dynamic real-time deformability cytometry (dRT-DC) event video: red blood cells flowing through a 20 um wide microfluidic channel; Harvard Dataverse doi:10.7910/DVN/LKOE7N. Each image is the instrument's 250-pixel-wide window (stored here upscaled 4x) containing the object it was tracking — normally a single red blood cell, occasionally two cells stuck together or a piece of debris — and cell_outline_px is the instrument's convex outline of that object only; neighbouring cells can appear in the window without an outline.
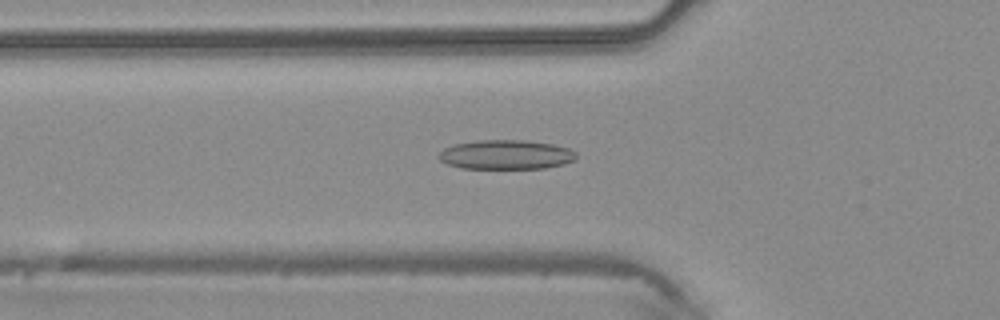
{"species": "common noctule bat (a hibernating species)", "species_latin": "Nyctalus noctula", "temperature_condition": "warm", "stored_images_in_passage": 36, "camera_frame_rate_fps": 3000, "um_per_image_px": 0.085, "animal": {"sex": "male", "body_mass_g": 20.4}, "frame": {"image": 1, "passage_image": 7, "time_ms": 2.0, "image_size_px": [1000, 320], "cell_outline_px": [[576, 160], [564, 164], [544, 168], [460, 168], [448, 164], [440, 160], [436, 156], [444, 148], [456, 144], [476, 140], [524, 140], [552, 144], [568, 148], [576, 152]], "centroid_in_image_um": [43.01, 13.14], "position_along_channel_um": 82.8, "area_um2": 23.52}}
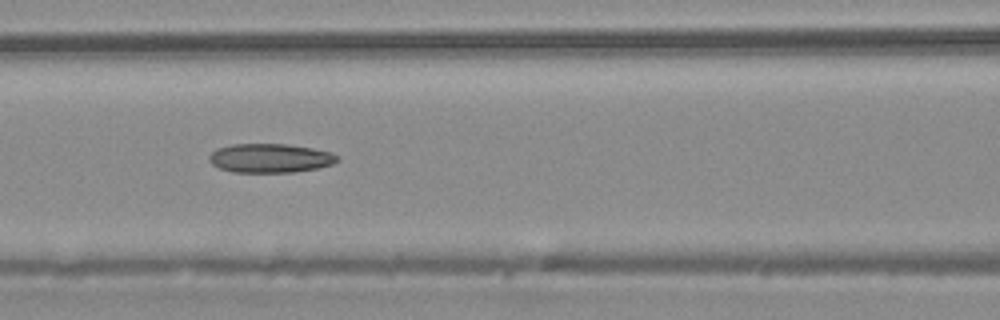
{"frame": {"image": 2, "passage_image": 11, "time_ms": 3.333, "image_size_px": [1000, 320], "cell_outline_px": [[340, 160], [332, 164], [316, 168], [292, 172], [232, 172], [220, 168], [212, 164], [208, 160], [208, 156], [212, 152], [220, 148], [232, 144], [284, 144], [312, 148], [332, 152], [340, 156]], "centroid_in_image_um": [22.98, 13.44], "position_along_channel_um": 143.6, "area_um2": 21.62}}
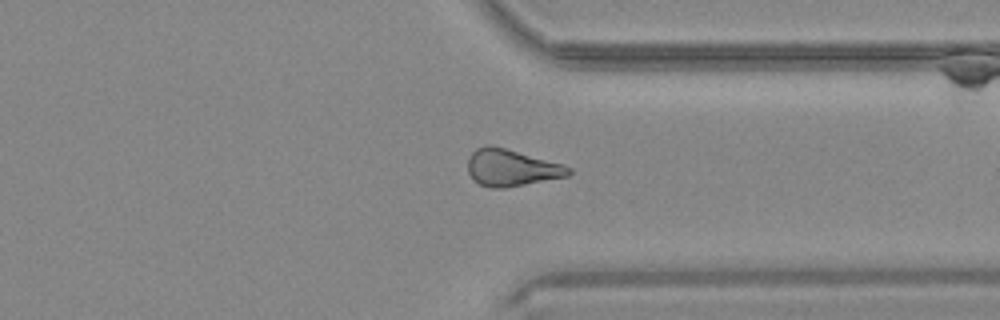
{"frame": {"image": 3, "passage_image": 26, "time_ms": 8.333, "image_size_px": [1000, 320], "cell_outline_px": [[572, 172], [568, 176], [504, 188], [492, 188], [480, 184], [468, 172], [468, 156], [476, 148], [484, 144], [488, 144], [504, 148], [564, 164], [572, 168]], "centroid_in_image_um": [43.48, 14.24], "position_along_channel_um": 367.9, "area_um2": 21.56}}